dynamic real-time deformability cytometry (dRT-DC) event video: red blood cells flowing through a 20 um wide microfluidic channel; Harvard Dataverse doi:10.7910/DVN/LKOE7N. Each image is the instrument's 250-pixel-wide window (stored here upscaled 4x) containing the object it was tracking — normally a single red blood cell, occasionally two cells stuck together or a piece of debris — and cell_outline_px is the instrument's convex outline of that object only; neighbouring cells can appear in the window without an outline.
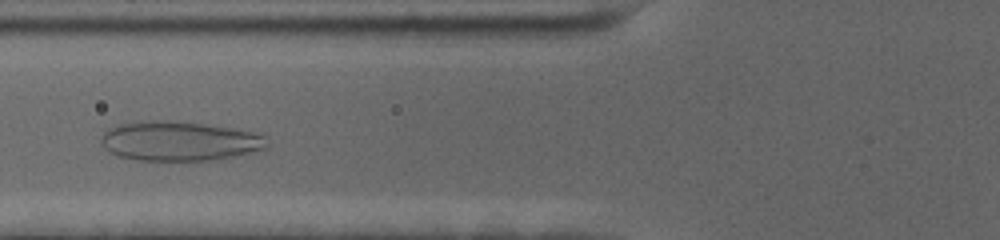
{"species": "human", "species_latin": "Homo sapiens", "temperature_condition": "cold", "stored_images_in_passage": 43, "camera_frame_rate_fps": 3000, "um_per_image_px": 0.085, "donor": {"sex": "female"}, "frame": {"image": 1, "passage_image": 11, "time_ms": 3.333, "image_size_px": [1000, 240], "cell_outline_px": [[268, 148], [256, 152], [216, 160], [140, 160], [116, 156], [108, 152], [100, 144], [100, 136], [108, 128], [120, 124], [148, 120], [172, 120], [204, 124], [232, 128], [252, 132], [264, 136], [268, 144]], "centroid_in_image_um": [15.22, 12.0], "position_along_channel_um": 110.6, "area_um2": 38.61}}
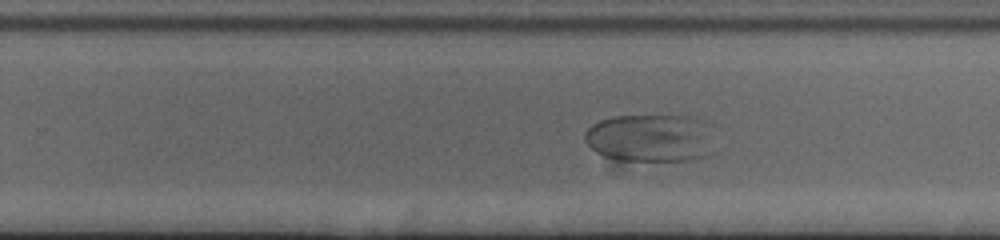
{"frame": {"image": 2, "passage_image": 26, "time_ms": 8.333, "image_size_px": [1000, 240], "cell_outline_px": [[716, 152], [708, 156], [684, 160], [620, 160], [596, 152], [584, 140], [584, 132], [592, 124], [600, 120], [612, 116], [692, 116], [704, 120]], "centroid_in_image_um": [55.3, 11.72], "position_along_channel_um": 274.5, "area_um2": 36.24}}
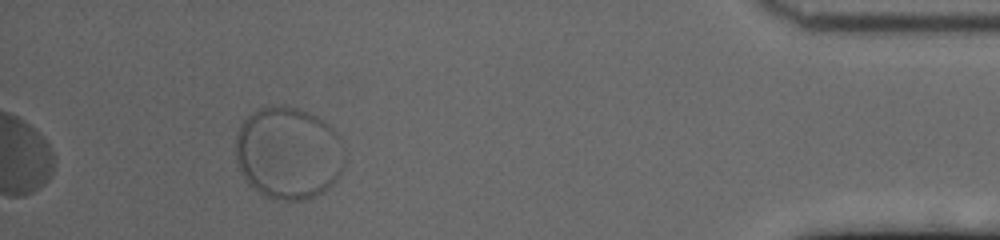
{"frame": {"image": 3, "passage_image": 43, "time_ms": 14.0, "image_size_px": [1000, 240], "cell_outline_px": [[344, 164], [336, 180], [324, 192], [300, 200], [280, 200], [264, 196], [244, 180], [240, 172], [236, 160], [236, 132], [240, 124], [252, 112], [260, 108], [272, 104], [296, 108], [308, 112], [324, 120], [340, 136], [344, 148]], "centroid_in_image_um": [24.5, 13.0], "position_along_channel_um": 410.7, "area_um2": 59.19}, "authors_computed_cell_mechanics": {"area_um2": 39.7086, "velocity_mm_per_s": 3.2891, "shape_relaxation_time_tau1_ms": 3.4288, "shape_relaxation_time_tau2_ms": null, "deformation_change_tau1": 0.1443, "deformation_change_tau2": null}}